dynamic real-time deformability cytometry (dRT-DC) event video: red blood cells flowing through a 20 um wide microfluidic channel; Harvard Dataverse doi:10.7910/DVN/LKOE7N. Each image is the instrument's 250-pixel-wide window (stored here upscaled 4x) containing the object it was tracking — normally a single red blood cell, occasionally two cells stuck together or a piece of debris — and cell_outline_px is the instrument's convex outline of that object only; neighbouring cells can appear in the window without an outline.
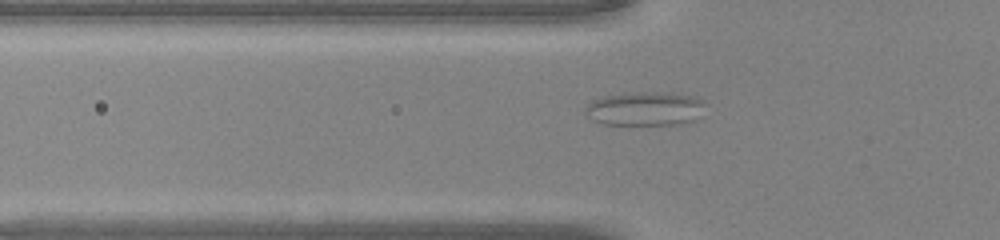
{"species": "common noctule bat (a hibernating species)", "species_latin": "Nyctalus noctula", "temperature_condition": "warm", "stored_images_in_passage": 32, "camera_frame_rate_fps": 3000, "um_per_image_px": 0.085, "animal": {"sex": "male", "body_mass_g": 20.0, "forearm_length_mm": 53.3}, "frame": {"image": 1, "passage_image": 6, "time_ms": 1.667, "image_size_px": [1000, 240], "cell_outline_px": [[704, 104], [696, 120], [680, 124], [604, 124], [592, 120], [584, 112], [584, 108], [592, 100], [604, 96], [636, 92], [664, 92], [700, 96], [704, 100]], "centroid_in_image_um": [54.84, 9.22], "position_along_channel_um": 71.0, "area_um2": 23.81}}
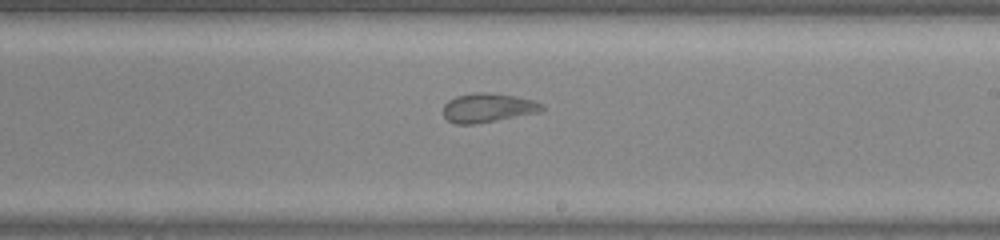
{"frame": {"image": 2, "passage_image": 18, "time_ms": 5.667, "image_size_px": [1000, 240], "cell_outline_px": [[544, 108], [540, 112], [476, 124], [456, 124], [448, 120], [444, 116], [444, 104], [448, 100], [456, 96], [476, 92], [484, 92], [516, 96], [532, 100], [544, 104]], "centroid_in_image_um": [41.47, 9.16], "position_along_channel_um": 247.5, "area_um2": 16.7}}
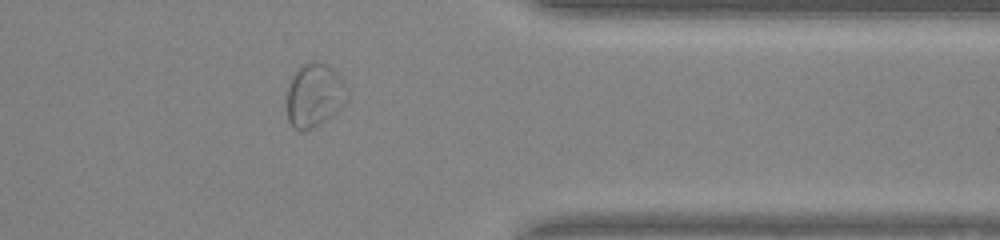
{"frame": {"image": 3, "passage_image": 28, "time_ms": 9.0, "image_size_px": [1000, 240], "cell_outline_px": [[348, 100], [332, 116], [304, 132], [292, 128], [288, 120], [288, 84], [292, 76], [300, 64], [316, 60], [332, 68], [344, 80], [348, 88]], "centroid_in_image_um": [26.74, 8.08], "position_along_channel_um": 384.7, "area_um2": 22.66}}